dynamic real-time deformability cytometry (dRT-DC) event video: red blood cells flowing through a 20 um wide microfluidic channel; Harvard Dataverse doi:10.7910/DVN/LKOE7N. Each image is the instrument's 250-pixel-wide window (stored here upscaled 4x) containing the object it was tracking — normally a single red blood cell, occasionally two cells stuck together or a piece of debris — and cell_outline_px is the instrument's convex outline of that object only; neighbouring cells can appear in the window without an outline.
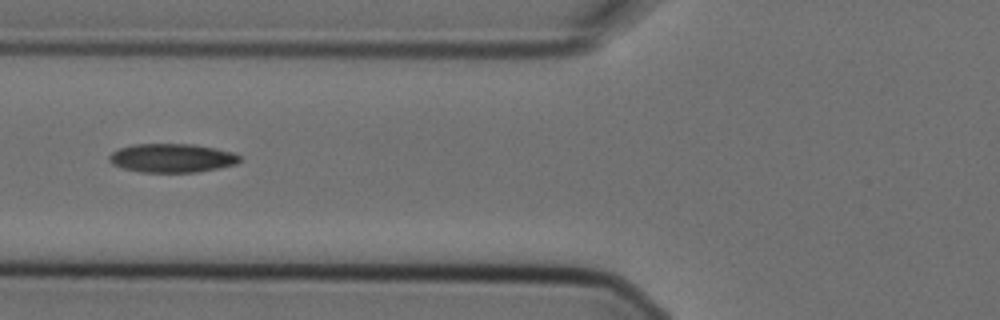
{"species": "Egyptian fruit bat (a non-hibernating species)", "species_latin": "Rousettus aegyptiacus", "temperature_condition": "cold", "stored_images_in_passage": 8, "camera_frame_rate_fps": 3000, "um_per_image_px": 0.085, "animal": {"sex": "female"}, "frame": {"image": 1, "passage_image": 6, "time_ms": 1.667, "image_size_px": [1000, 320], "cell_outline_px": [[240, 160], [236, 164], [196, 172], [140, 172], [124, 168], [112, 164], [108, 160], [108, 156], [112, 152], [120, 148], [132, 144], [192, 144], [216, 148], [232, 152], [240, 156]], "centroid_in_image_um": [14.59, 13.43], "position_along_channel_um": 111.2, "area_um2": 21.79}}
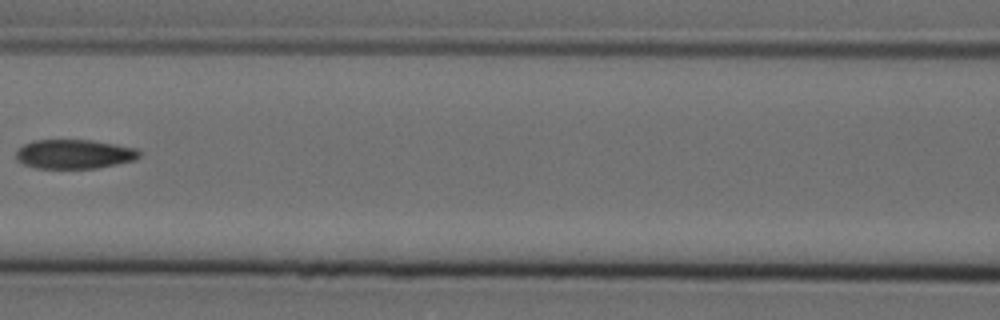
{"frame": {"image": 2, "passage_image": 7, "time_ms": 2.0, "image_size_px": [1000, 320], "cell_outline_px": [[140, 156], [136, 160], [96, 168], [36, 168], [24, 164], [16, 160], [16, 152], [24, 144], [32, 140], [92, 140], [116, 144], [136, 148], [140, 152]], "centroid_in_image_um": [6.32, 13.09], "position_along_channel_um": 160.3, "area_um2": 21.04}}